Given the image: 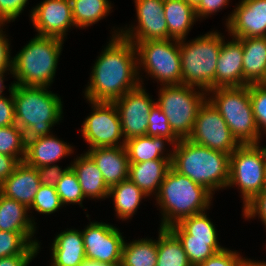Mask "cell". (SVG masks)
<instances>
[{
  "instance_id": "obj_1",
  "label": "cell",
  "mask_w": 266,
  "mask_h": 266,
  "mask_svg": "<svg viewBox=\"0 0 266 266\" xmlns=\"http://www.w3.org/2000/svg\"><path fill=\"white\" fill-rule=\"evenodd\" d=\"M108 45L92 67L84 96L90 101L113 102L129 90L144 84L138 75L135 45L114 30ZM142 82V83H141Z\"/></svg>"
},
{
  "instance_id": "obj_2",
  "label": "cell",
  "mask_w": 266,
  "mask_h": 266,
  "mask_svg": "<svg viewBox=\"0 0 266 266\" xmlns=\"http://www.w3.org/2000/svg\"><path fill=\"white\" fill-rule=\"evenodd\" d=\"M171 167L212 194L224 189L229 182L230 155L180 139L172 146Z\"/></svg>"
},
{
  "instance_id": "obj_3",
  "label": "cell",
  "mask_w": 266,
  "mask_h": 266,
  "mask_svg": "<svg viewBox=\"0 0 266 266\" xmlns=\"http://www.w3.org/2000/svg\"><path fill=\"white\" fill-rule=\"evenodd\" d=\"M12 95L16 125L25 141L50 135V128L62 119L63 102L48 87L15 84Z\"/></svg>"
},
{
  "instance_id": "obj_4",
  "label": "cell",
  "mask_w": 266,
  "mask_h": 266,
  "mask_svg": "<svg viewBox=\"0 0 266 266\" xmlns=\"http://www.w3.org/2000/svg\"><path fill=\"white\" fill-rule=\"evenodd\" d=\"M213 195L170 167L156 196L163 216L160 228H169L183 218L206 211L212 205Z\"/></svg>"
},
{
  "instance_id": "obj_5",
  "label": "cell",
  "mask_w": 266,
  "mask_h": 266,
  "mask_svg": "<svg viewBox=\"0 0 266 266\" xmlns=\"http://www.w3.org/2000/svg\"><path fill=\"white\" fill-rule=\"evenodd\" d=\"M63 39L35 35L14 57L12 75L15 84L48 87L56 74Z\"/></svg>"
},
{
  "instance_id": "obj_6",
  "label": "cell",
  "mask_w": 266,
  "mask_h": 266,
  "mask_svg": "<svg viewBox=\"0 0 266 266\" xmlns=\"http://www.w3.org/2000/svg\"><path fill=\"white\" fill-rule=\"evenodd\" d=\"M179 41L182 84L208 92L215 88V72L222 45V35L216 31L187 41Z\"/></svg>"
},
{
  "instance_id": "obj_7",
  "label": "cell",
  "mask_w": 266,
  "mask_h": 266,
  "mask_svg": "<svg viewBox=\"0 0 266 266\" xmlns=\"http://www.w3.org/2000/svg\"><path fill=\"white\" fill-rule=\"evenodd\" d=\"M207 93L211 94L208 99L219 110L232 135L240 144L260 143L261 134L252 111L249 85L217 87Z\"/></svg>"
},
{
  "instance_id": "obj_8",
  "label": "cell",
  "mask_w": 266,
  "mask_h": 266,
  "mask_svg": "<svg viewBox=\"0 0 266 266\" xmlns=\"http://www.w3.org/2000/svg\"><path fill=\"white\" fill-rule=\"evenodd\" d=\"M185 84L164 85L159 89L158 105L168 118L169 125L179 139H187L196 117L207 99V92Z\"/></svg>"
},
{
  "instance_id": "obj_9",
  "label": "cell",
  "mask_w": 266,
  "mask_h": 266,
  "mask_svg": "<svg viewBox=\"0 0 266 266\" xmlns=\"http://www.w3.org/2000/svg\"><path fill=\"white\" fill-rule=\"evenodd\" d=\"M238 186L243 207L266 187V147L241 144L230 155L227 187Z\"/></svg>"
},
{
  "instance_id": "obj_10",
  "label": "cell",
  "mask_w": 266,
  "mask_h": 266,
  "mask_svg": "<svg viewBox=\"0 0 266 266\" xmlns=\"http://www.w3.org/2000/svg\"><path fill=\"white\" fill-rule=\"evenodd\" d=\"M172 41V42H171ZM138 75L143 67L149 77L164 85L182 84L179 41L173 39L137 42Z\"/></svg>"
},
{
  "instance_id": "obj_11",
  "label": "cell",
  "mask_w": 266,
  "mask_h": 266,
  "mask_svg": "<svg viewBox=\"0 0 266 266\" xmlns=\"http://www.w3.org/2000/svg\"><path fill=\"white\" fill-rule=\"evenodd\" d=\"M87 101L92 105L93 112L83 121L81 134L89 144V149L125 146L121 121L114 102Z\"/></svg>"
},
{
  "instance_id": "obj_12",
  "label": "cell",
  "mask_w": 266,
  "mask_h": 266,
  "mask_svg": "<svg viewBox=\"0 0 266 266\" xmlns=\"http://www.w3.org/2000/svg\"><path fill=\"white\" fill-rule=\"evenodd\" d=\"M187 139L229 155L241 145L232 135L219 110L208 98L200 107L192 133Z\"/></svg>"
},
{
  "instance_id": "obj_13",
  "label": "cell",
  "mask_w": 266,
  "mask_h": 266,
  "mask_svg": "<svg viewBox=\"0 0 266 266\" xmlns=\"http://www.w3.org/2000/svg\"><path fill=\"white\" fill-rule=\"evenodd\" d=\"M86 259L120 266L124 237L118 228L105 222H90L81 231Z\"/></svg>"
},
{
  "instance_id": "obj_14",
  "label": "cell",
  "mask_w": 266,
  "mask_h": 266,
  "mask_svg": "<svg viewBox=\"0 0 266 266\" xmlns=\"http://www.w3.org/2000/svg\"><path fill=\"white\" fill-rule=\"evenodd\" d=\"M145 90L144 86L139 84L113 101L120 117L124 141L146 136L148 116L156 102Z\"/></svg>"
},
{
  "instance_id": "obj_15",
  "label": "cell",
  "mask_w": 266,
  "mask_h": 266,
  "mask_svg": "<svg viewBox=\"0 0 266 266\" xmlns=\"http://www.w3.org/2000/svg\"><path fill=\"white\" fill-rule=\"evenodd\" d=\"M134 3L138 25L120 29V35L134 45L148 40L170 39L164 16V0H134Z\"/></svg>"
},
{
  "instance_id": "obj_16",
  "label": "cell",
  "mask_w": 266,
  "mask_h": 266,
  "mask_svg": "<svg viewBox=\"0 0 266 266\" xmlns=\"http://www.w3.org/2000/svg\"><path fill=\"white\" fill-rule=\"evenodd\" d=\"M31 22L40 36L64 40L66 32L74 27L70 0H43L30 13Z\"/></svg>"
},
{
  "instance_id": "obj_17",
  "label": "cell",
  "mask_w": 266,
  "mask_h": 266,
  "mask_svg": "<svg viewBox=\"0 0 266 266\" xmlns=\"http://www.w3.org/2000/svg\"><path fill=\"white\" fill-rule=\"evenodd\" d=\"M226 20L233 38L266 37V0H241Z\"/></svg>"
},
{
  "instance_id": "obj_18",
  "label": "cell",
  "mask_w": 266,
  "mask_h": 266,
  "mask_svg": "<svg viewBox=\"0 0 266 266\" xmlns=\"http://www.w3.org/2000/svg\"><path fill=\"white\" fill-rule=\"evenodd\" d=\"M243 86V47L232 37L227 43L222 36L221 50L215 72V88Z\"/></svg>"
},
{
  "instance_id": "obj_19",
  "label": "cell",
  "mask_w": 266,
  "mask_h": 266,
  "mask_svg": "<svg viewBox=\"0 0 266 266\" xmlns=\"http://www.w3.org/2000/svg\"><path fill=\"white\" fill-rule=\"evenodd\" d=\"M40 185L37 169L22 161L14 172L0 184V193L29 209Z\"/></svg>"
},
{
  "instance_id": "obj_20",
  "label": "cell",
  "mask_w": 266,
  "mask_h": 266,
  "mask_svg": "<svg viewBox=\"0 0 266 266\" xmlns=\"http://www.w3.org/2000/svg\"><path fill=\"white\" fill-rule=\"evenodd\" d=\"M86 153L96 163L109 188L128 179L129 159L125 146L97 147Z\"/></svg>"
},
{
  "instance_id": "obj_21",
  "label": "cell",
  "mask_w": 266,
  "mask_h": 266,
  "mask_svg": "<svg viewBox=\"0 0 266 266\" xmlns=\"http://www.w3.org/2000/svg\"><path fill=\"white\" fill-rule=\"evenodd\" d=\"M73 146L57 139L52 133L47 136L37 137L26 141V156L24 161L35 168L55 165L74 151Z\"/></svg>"
},
{
  "instance_id": "obj_22",
  "label": "cell",
  "mask_w": 266,
  "mask_h": 266,
  "mask_svg": "<svg viewBox=\"0 0 266 266\" xmlns=\"http://www.w3.org/2000/svg\"><path fill=\"white\" fill-rule=\"evenodd\" d=\"M237 39L243 47V86L266 83V37Z\"/></svg>"
},
{
  "instance_id": "obj_23",
  "label": "cell",
  "mask_w": 266,
  "mask_h": 266,
  "mask_svg": "<svg viewBox=\"0 0 266 266\" xmlns=\"http://www.w3.org/2000/svg\"><path fill=\"white\" fill-rule=\"evenodd\" d=\"M51 250V266H80L86 260L80 230L67 228L56 235Z\"/></svg>"
},
{
  "instance_id": "obj_24",
  "label": "cell",
  "mask_w": 266,
  "mask_h": 266,
  "mask_svg": "<svg viewBox=\"0 0 266 266\" xmlns=\"http://www.w3.org/2000/svg\"><path fill=\"white\" fill-rule=\"evenodd\" d=\"M70 167L78 178L85 198H109L110 188L105 183L102 173L97 168L96 163L87 153H82L79 157L74 159Z\"/></svg>"
},
{
  "instance_id": "obj_25",
  "label": "cell",
  "mask_w": 266,
  "mask_h": 266,
  "mask_svg": "<svg viewBox=\"0 0 266 266\" xmlns=\"http://www.w3.org/2000/svg\"><path fill=\"white\" fill-rule=\"evenodd\" d=\"M171 167L170 160H150L129 163L128 179L135 183L146 195H158L161 183Z\"/></svg>"
},
{
  "instance_id": "obj_26",
  "label": "cell",
  "mask_w": 266,
  "mask_h": 266,
  "mask_svg": "<svg viewBox=\"0 0 266 266\" xmlns=\"http://www.w3.org/2000/svg\"><path fill=\"white\" fill-rule=\"evenodd\" d=\"M174 143L165 137L140 136L125 141L129 163H140L150 160H172L173 152L165 153V145ZM165 153V155H163Z\"/></svg>"
},
{
  "instance_id": "obj_27",
  "label": "cell",
  "mask_w": 266,
  "mask_h": 266,
  "mask_svg": "<svg viewBox=\"0 0 266 266\" xmlns=\"http://www.w3.org/2000/svg\"><path fill=\"white\" fill-rule=\"evenodd\" d=\"M164 16L168 35L173 40H186V36L198 19L195 8L185 0H164Z\"/></svg>"
},
{
  "instance_id": "obj_28",
  "label": "cell",
  "mask_w": 266,
  "mask_h": 266,
  "mask_svg": "<svg viewBox=\"0 0 266 266\" xmlns=\"http://www.w3.org/2000/svg\"><path fill=\"white\" fill-rule=\"evenodd\" d=\"M28 208L0 193V230L13 233H35L34 217H29Z\"/></svg>"
},
{
  "instance_id": "obj_29",
  "label": "cell",
  "mask_w": 266,
  "mask_h": 266,
  "mask_svg": "<svg viewBox=\"0 0 266 266\" xmlns=\"http://www.w3.org/2000/svg\"><path fill=\"white\" fill-rule=\"evenodd\" d=\"M108 197L113 198L116 216L120 220L131 219L140 202L147 195L129 179L121 181L109 189Z\"/></svg>"
},
{
  "instance_id": "obj_30",
  "label": "cell",
  "mask_w": 266,
  "mask_h": 266,
  "mask_svg": "<svg viewBox=\"0 0 266 266\" xmlns=\"http://www.w3.org/2000/svg\"><path fill=\"white\" fill-rule=\"evenodd\" d=\"M178 239L217 240L215 225L205 211L183 218L168 228Z\"/></svg>"
},
{
  "instance_id": "obj_31",
  "label": "cell",
  "mask_w": 266,
  "mask_h": 266,
  "mask_svg": "<svg viewBox=\"0 0 266 266\" xmlns=\"http://www.w3.org/2000/svg\"><path fill=\"white\" fill-rule=\"evenodd\" d=\"M156 266H192L178 238L168 229L159 228Z\"/></svg>"
},
{
  "instance_id": "obj_32",
  "label": "cell",
  "mask_w": 266,
  "mask_h": 266,
  "mask_svg": "<svg viewBox=\"0 0 266 266\" xmlns=\"http://www.w3.org/2000/svg\"><path fill=\"white\" fill-rule=\"evenodd\" d=\"M157 240L138 239L122 247V261L120 266H156Z\"/></svg>"
},
{
  "instance_id": "obj_33",
  "label": "cell",
  "mask_w": 266,
  "mask_h": 266,
  "mask_svg": "<svg viewBox=\"0 0 266 266\" xmlns=\"http://www.w3.org/2000/svg\"><path fill=\"white\" fill-rule=\"evenodd\" d=\"M75 27L85 28L96 24L111 11L108 0H70Z\"/></svg>"
},
{
  "instance_id": "obj_34",
  "label": "cell",
  "mask_w": 266,
  "mask_h": 266,
  "mask_svg": "<svg viewBox=\"0 0 266 266\" xmlns=\"http://www.w3.org/2000/svg\"><path fill=\"white\" fill-rule=\"evenodd\" d=\"M35 233H13L0 230V258L14 255H37L40 244Z\"/></svg>"
},
{
  "instance_id": "obj_35",
  "label": "cell",
  "mask_w": 266,
  "mask_h": 266,
  "mask_svg": "<svg viewBox=\"0 0 266 266\" xmlns=\"http://www.w3.org/2000/svg\"><path fill=\"white\" fill-rule=\"evenodd\" d=\"M0 154L16 157L20 162L26 156L24 132L16 124L0 127Z\"/></svg>"
},
{
  "instance_id": "obj_36",
  "label": "cell",
  "mask_w": 266,
  "mask_h": 266,
  "mask_svg": "<svg viewBox=\"0 0 266 266\" xmlns=\"http://www.w3.org/2000/svg\"><path fill=\"white\" fill-rule=\"evenodd\" d=\"M192 266H199L215 253L221 252L224 247L219 245V240L178 239Z\"/></svg>"
},
{
  "instance_id": "obj_37",
  "label": "cell",
  "mask_w": 266,
  "mask_h": 266,
  "mask_svg": "<svg viewBox=\"0 0 266 266\" xmlns=\"http://www.w3.org/2000/svg\"><path fill=\"white\" fill-rule=\"evenodd\" d=\"M55 188L62 205L76 203L83 207L82 201L85 199V196L78 178L71 167L65 171Z\"/></svg>"
},
{
  "instance_id": "obj_38",
  "label": "cell",
  "mask_w": 266,
  "mask_h": 266,
  "mask_svg": "<svg viewBox=\"0 0 266 266\" xmlns=\"http://www.w3.org/2000/svg\"><path fill=\"white\" fill-rule=\"evenodd\" d=\"M55 187L40 185L29 211L35 210L40 214H52L62 207Z\"/></svg>"
},
{
  "instance_id": "obj_39",
  "label": "cell",
  "mask_w": 266,
  "mask_h": 266,
  "mask_svg": "<svg viewBox=\"0 0 266 266\" xmlns=\"http://www.w3.org/2000/svg\"><path fill=\"white\" fill-rule=\"evenodd\" d=\"M146 136L165 137L170 139L174 145L180 141V139L172 131L168 118L162 112V109L156 104L153 106L148 116Z\"/></svg>"
},
{
  "instance_id": "obj_40",
  "label": "cell",
  "mask_w": 266,
  "mask_h": 266,
  "mask_svg": "<svg viewBox=\"0 0 266 266\" xmlns=\"http://www.w3.org/2000/svg\"><path fill=\"white\" fill-rule=\"evenodd\" d=\"M249 96L258 130L266 133V83L249 85Z\"/></svg>"
},
{
  "instance_id": "obj_41",
  "label": "cell",
  "mask_w": 266,
  "mask_h": 266,
  "mask_svg": "<svg viewBox=\"0 0 266 266\" xmlns=\"http://www.w3.org/2000/svg\"><path fill=\"white\" fill-rule=\"evenodd\" d=\"M239 252L223 249L221 252L215 253L199 266H249L250 259L241 257Z\"/></svg>"
},
{
  "instance_id": "obj_42",
  "label": "cell",
  "mask_w": 266,
  "mask_h": 266,
  "mask_svg": "<svg viewBox=\"0 0 266 266\" xmlns=\"http://www.w3.org/2000/svg\"><path fill=\"white\" fill-rule=\"evenodd\" d=\"M242 210L245 219H251L258 215L266 228V187L247 203Z\"/></svg>"
},
{
  "instance_id": "obj_43",
  "label": "cell",
  "mask_w": 266,
  "mask_h": 266,
  "mask_svg": "<svg viewBox=\"0 0 266 266\" xmlns=\"http://www.w3.org/2000/svg\"><path fill=\"white\" fill-rule=\"evenodd\" d=\"M27 2L28 0H0V24L15 21Z\"/></svg>"
},
{
  "instance_id": "obj_44",
  "label": "cell",
  "mask_w": 266,
  "mask_h": 266,
  "mask_svg": "<svg viewBox=\"0 0 266 266\" xmlns=\"http://www.w3.org/2000/svg\"><path fill=\"white\" fill-rule=\"evenodd\" d=\"M14 85L15 83L13 82L11 83V86H9V98L5 97L4 95L0 96V127L16 124L14 98L12 95Z\"/></svg>"
},
{
  "instance_id": "obj_45",
  "label": "cell",
  "mask_w": 266,
  "mask_h": 266,
  "mask_svg": "<svg viewBox=\"0 0 266 266\" xmlns=\"http://www.w3.org/2000/svg\"><path fill=\"white\" fill-rule=\"evenodd\" d=\"M70 166H67L65 169L60 168L58 165H48L41 166L37 169V173L39 176V181L41 185L56 187L59 180L62 178L65 171Z\"/></svg>"
},
{
  "instance_id": "obj_46",
  "label": "cell",
  "mask_w": 266,
  "mask_h": 266,
  "mask_svg": "<svg viewBox=\"0 0 266 266\" xmlns=\"http://www.w3.org/2000/svg\"><path fill=\"white\" fill-rule=\"evenodd\" d=\"M6 24H0V72L10 71L12 74L13 58L10 55L11 49L8 36L3 32V26ZM2 27V28H1Z\"/></svg>"
},
{
  "instance_id": "obj_47",
  "label": "cell",
  "mask_w": 266,
  "mask_h": 266,
  "mask_svg": "<svg viewBox=\"0 0 266 266\" xmlns=\"http://www.w3.org/2000/svg\"><path fill=\"white\" fill-rule=\"evenodd\" d=\"M230 0H201L199 5L195 8L197 18H205L211 14L219 12L228 5Z\"/></svg>"
},
{
  "instance_id": "obj_48",
  "label": "cell",
  "mask_w": 266,
  "mask_h": 266,
  "mask_svg": "<svg viewBox=\"0 0 266 266\" xmlns=\"http://www.w3.org/2000/svg\"><path fill=\"white\" fill-rule=\"evenodd\" d=\"M19 163L16 157L0 154V184L14 172Z\"/></svg>"
},
{
  "instance_id": "obj_49",
  "label": "cell",
  "mask_w": 266,
  "mask_h": 266,
  "mask_svg": "<svg viewBox=\"0 0 266 266\" xmlns=\"http://www.w3.org/2000/svg\"><path fill=\"white\" fill-rule=\"evenodd\" d=\"M36 255H14L0 258V266H28Z\"/></svg>"
},
{
  "instance_id": "obj_50",
  "label": "cell",
  "mask_w": 266,
  "mask_h": 266,
  "mask_svg": "<svg viewBox=\"0 0 266 266\" xmlns=\"http://www.w3.org/2000/svg\"><path fill=\"white\" fill-rule=\"evenodd\" d=\"M80 266H115V265H110L107 263L86 259Z\"/></svg>"
},
{
  "instance_id": "obj_51",
  "label": "cell",
  "mask_w": 266,
  "mask_h": 266,
  "mask_svg": "<svg viewBox=\"0 0 266 266\" xmlns=\"http://www.w3.org/2000/svg\"><path fill=\"white\" fill-rule=\"evenodd\" d=\"M5 73H7V71H2V72H0V96H2L3 95V91H4V88H6L5 86H4V75H5Z\"/></svg>"
},
{
  "instance_id": "obj_52",
  "label": "cell",
  "mask_w": 266,
  "mask_h": 266,
  "mask_svg": "<svg viewBox=\"0 0 266 266\" xmlns=\"http://www.w3.org/2000/svg\"><path fill=\"white\" fill-rule=\"evenodd\" d=\"M249 266H266V261H254V260H251L250 259V263H249Z\"/></svg>"
},
{
  "instance_id": "obj_53",
  "label": "cell",
  "mask_w": 266,
  "mask_h": 266,
  "mask_svg": "<svg viewBox=\"0 0 266 266\" xmlns=\"http://www.w3.org/2000/svg\"><path fill=\"white\" fill-rule=\"evenodd\" d=\"M187 3H189L192 7L196 8L201 0H185Z\"/></svg>"
}]
</instances>
